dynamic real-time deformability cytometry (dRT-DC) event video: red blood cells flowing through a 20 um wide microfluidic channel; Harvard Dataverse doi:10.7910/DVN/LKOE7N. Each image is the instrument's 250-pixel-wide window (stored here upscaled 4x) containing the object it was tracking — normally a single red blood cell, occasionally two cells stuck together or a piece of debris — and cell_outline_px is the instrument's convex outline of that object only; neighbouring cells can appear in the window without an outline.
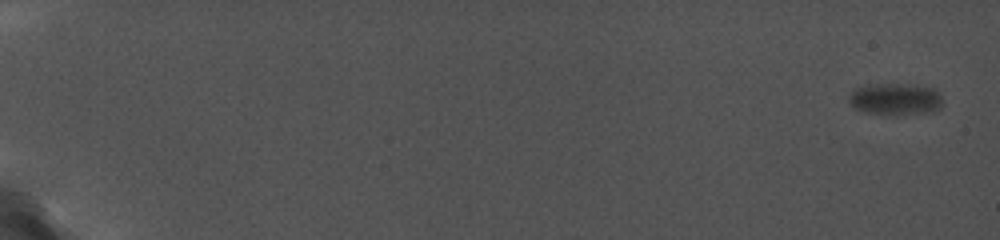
{"species": "common noctule bat (a hibernating species)", "species_latin": "Nyctalus noctula", "temperature_condition": "cold", "stored_images_in_passage": 40, "camera_frame_rate_fps": 5000, "um_per_image_px": 0.085, "animal": {"sex": "female", "body_mass_g": 19.0, "forearm_length_mm": 56.7}, "frame": {"image": 1, "passage_image": 1, "time_ms": 0.0, "image_size_px": [1000, 240], "cell_outline_px": [[940, 108], [932, 112], [868, 112], [856, 108], [848, 100], [848, 96], [856, 88], [868, 84], [900, 84], [932, 88], [940, 96]], "centroid_in_image_um": [76.06, 8.38], "position_along_channel_um": 8.9, "area_um2": 16.3}}